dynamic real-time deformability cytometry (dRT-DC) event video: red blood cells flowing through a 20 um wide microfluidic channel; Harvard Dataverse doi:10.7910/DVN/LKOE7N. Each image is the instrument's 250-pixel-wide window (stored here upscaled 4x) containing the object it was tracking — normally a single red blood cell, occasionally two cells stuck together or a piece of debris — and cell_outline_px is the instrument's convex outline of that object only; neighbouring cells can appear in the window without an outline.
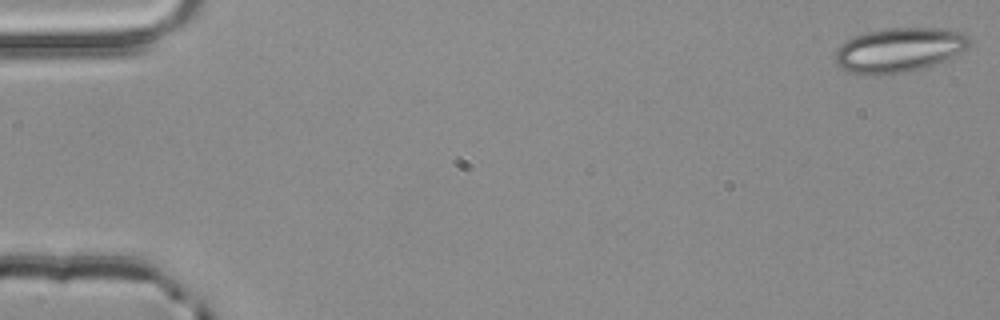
{"species": "common noctule bat (a hibernating species)", "species_latin": "Nyctalus noctula", "temperature_condition": "room temperature", "stored_images_in_passage": 4, "camera_frame_rate_fps": 3000, "um_per_image_px": 0.085, "animal": {"sex": "male", "body_mass_g": 20.4}, "frame": {"image": 1, "passage_image": 1, "time_ms": 0.0, "image_size_px": [1000, 320], "cell_outline_px": [[972, 40], [964, 48], [952, 56], [924, 68], [876, 76], [864, 76], [844, 72], [836, 64], [836, 48], [840, 44], [856, 36], [868, 32], [884, 28], [940, 28], [960, 32], [968, 36]], "centroid_in_image_um": [76.34, 4.26], "position_along_channel_um": 8.7, "area_um2": 34.68}}